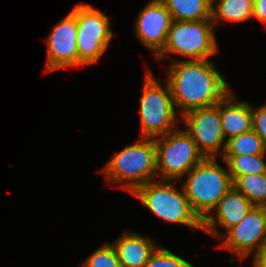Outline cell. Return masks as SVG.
<instances>
[{
    "label": "cell",
    "instance_id": "6da1fadb",
    "mask_svg": "<svg viewBox=\"0 0 266 267\" xmlns=\"http://www.w3.org/2000/svg\"><path fill=\"white\" fill-rule=\"evenodd\" d=\"M211 60L174 58L166 70V81L181 116L186 112L215 106L231 90L229 83Z\"/></svg>",
    "mask_w": 266,
    "mask_h": 267
},
{
    "label": "cell",
    "instance_id": "7a4b0ae2",
    "mask_svg": "<svg viewBox=\"0 0 266 267\" xmlns=\"http://www.w3.org/2000/svg\"><path fill=\"white\" fill-rule=\"evenodd\" d=\"M106 184L121 183V190L133 193L138 187L156 180V148L153 138L137 139L132 145L112 155L99 171Z\"/></svg>",
    "mask_w": 266,
    "mask_h": 267
},
{
    "label": "cell",
    "instance_id": "3957f363",
    "mask_svg": "<svg viewBox=\"0 0 266 267\" xmlns=\"http://www.w3.org/2000/svg\"><path fill=\"white\" fill-rule=\"evenodd\" d=\"M185 176L182 188L192 210L203 221L233 187L228 168H223L216 157H205Z\"/></svg>",
    "mask_w": 266,
    "mask_h": 267
},
{
    "label": "cell",
    "instance_id": "277c9868",
    "mask_svg": "<svg viewBox=\"0 0 266 267\" xmlns=\"http://www.w3.org/2000/svg\"><path fill=\"white\" fill-rule=\"evenodd\" d=\"M144 86L139 101L140 138H156L177 128L181 115L177 114L168 83L161 85L152 71L145 69ZM165 88V89H164Z\"/></svg>",
    "mask_w": 266,
    "mask_h": 267
},
{
    "label": "cell",
    "instance_id": "5b68a950",
    "mask_svg": "<svg viewBox=\"0 0 266 267\" xmlns=\"http://www.w3.org/2000/svg\"><path fill=\"white\" fill-rule=\"evenodd\" d=\"M132 194L147 210L165 222L203 230V221L192 210L183 188L177 189L170 180L148 182Z\"/></svg>",
    "mask_w": 266,
    "mask_h": 267
},
{
    "label": "cell",
    "instance_id": "8992f818",
    "mask_svg": "<svg viewBox=\"0 0 266 267\" xmlns=\"http://www.w3.org/2000/svg\"><path fill=\"white\" fill-rule=\"evenodd\" d=\"M211 20L174 21L169 28L163 49L155 56L162 61L168 54H178L186 59L209 60L219 52Z\"/></svg>",
    "mask_w": 266,
    "mask_h": 267
},
{
    "label": "cell",
    "instance_id": "52a82bcc",
    "mask_svg": "<svg viewBox=\"0 0 266 267\" xmlns=\"http://www.w3.org/2000/svg\"><path fill=\"white\" fill-rule=\"evenodd\" d=\"M158 180H181L205 157L184 129L154 138Z\"/></svg>",
    "mask_w": 266,
    "mask_h": 267
},
{
    "label": "cell",
    "instance_id": "ba28073f",
    "mask_svg": "<svg viewBox=\"0 0 266 267\" xmlns=\"http://www.w3.org/2000/svg\"><path fill=\"white\" fill-rule=\"evenodd\" d=\"M76 15L79 67L97 63L114 37L107 15L87 3L71 10Z\"/></svg>",
    "mask_w": 266,
    "mask_h": 267
},
{
    "label": "cell",
    "instance_id": "9c48e42d",
    "mask_svg": "<svg viewBox=\"0 0 266 267\" xmlns=\"http://www.w3.org/2000/svg\"><path fill=\"white\" fill-rule=\"evenodd\" d=\"M185 131L196 143L204 157L222 156L226 147L219 113V102L215 106L193 109L181 116Z\"/></svg>",
    "mask_w": 266,
    "mask_h": 267
},
{
    "label": "cell",
    "instance_id": "30bf717a",
    "mask_svg": "<svg viewBox=\"0 0 266 267\" xmlns=\"http://www.w3.org/2000/svg\"><path fill=\"white\" fill-rule=\"evenodd\" d=\"M220 248L235 254L240 260L250 256L266 242V207L254 206L243 220L219 238Z\"/></svg>",
    "mask_w": 266,
    "mask_h": 267
},
{
    "label": "cell",
    "instance_id": "8fae6325",
    "mask_svg": "<svg viewBox=\"0 0 266 267\" xmlns=\"http://www.w3.org/2000/svg\"><path fill=\"white\" fill-rule=\"evenodd\" d=\"M45 42L47 45L45 73L66 67H79L77 22L76 15L72 11L53 26Z\"/></svg>",
    "mask_w": 266,
    "mask_h": 267
},
{
    "label": "cell",
    "instance_id": "7c38bea8",
    "mask_svg": "<svg viewBox=\"0 0 266 267\" xmlns=\"http://www.w3.org/2000/svg\"><path fill=\"white\" fill-rule=\"evenodd\" d=\"M135 19L134 29L137 38L156 56L165 45L173 22L171 13L160 0H150Z\"/></svg>",
    "mask_w": 266,
    "mask_h": 267
},
{
    "label": "cell",
    "instance_id": "4fadbf2b",
    "mask_svg": "<svg viewBox=\"0 0 266 267\" xmlns=\"http://www.w3.org/2000/svg\"><path fill=\"white\" fill-rule=\"evenodd\" d=\"M253 207L254 205L233 186L213 209L215 215L209 214L203 220V232L219 239L222 233L218 226L227 231L239 224Z\"/></svg>",
    "mask_w": 266,
    "mask_h": 267
},
{
    "label": "cell",
    "instance_id": "5bb4252c",
    "mask_svg": "<svg viewBox=\"0 0 266 267\" xmlns=\"http://www.w3.org/2000/svg\"><path fill=\"white\" fill-rule=\"evenodd\" d=\"M121 267H144L151 254L159 246L153 239L138 232L125 230L114 242Z\"/></svg>",
    "mask_w": 266,
    "mask_h": 267
},
{
    "label": "cell",
    "instance_id": "9a60e30c",
    "mask_svg": "<svg viewBox=\"0 0 266 267\" xmlns=\"http://www.w3.org/2000/svg\"><path fill=\"white\" fill-rule=\"evenodd\" d=\"M219 113L226 140L252 130V104L238 101L232 90L219 101Z\"/></svg>",
    "mask_w": 266,
    "mask_h": 267
},
{
    "label": "cell",
    "instance_id": "2e32d148",
    "mask_svg": "<svg viewBox=\"0 0 266 267\" xmlns=\"http://www.w3.org/2000/svg\"><path fill=\"white\" fill-rule=\"evenodd\" d=\"M174 21L211 20V0H160Z\"/></svg>",
    "mask_w": 266,
    "mask_h": 267
},
{
    "label": "cell",
    "instance_id": "e0dca14e",
    "mask_svg": "<svg viewBox=\"0 0 266 267\" xmlns=\"http://www.w3.org/2000/svg\"><path fill=\"white\" fill-rule=\"evenodd\" d=\"M254 5L248 0H213L211 21L219 24L222 20L227 22H245L253 17Z\"/></svg>",
    "mask_w": 266,
    "mask_h": 267
},
{
    "label": "cell",
    "instance_id": "ac0fdd59",
    "mask_svg": "<svg viewBox=\"0 0 266 267\" xmlns=\"http://www.w3.org/2000/svg\"><path fill=\"white\" fill-rule=\"evenodd\" d=\"M232 180L237 176L266 173V154L257 155H222Z\"/></svg>",
    "mask_w": 266,
    "mask_h": 267
},
{
    "label": "cell",
    "instance_id": "d6986e66",
    "mask_svg": "<svg viewBox=\"0 0 266 267\" xmlns=\"http://www.w3.org/2000/svg\"><path fill=\"white\" fill-rule=\"evenodd\" d=\"M233 186L254 206L266 207V173L237 176Z\"/></svg>",
    "mask_w": 266,
    "mask_h": 267
},
{
    "label": "cell",
    "instance_id": "ffe728a7",
    "mask_svg": "<svg viewBox=\"0 0 266 267\" xmlns=\"http://www.w3.org/2000/svg\"><path fill=\"white\" fill-rule=\"evenodd\" d=\"M266 154V145L252 129L243 134L229 138L223 155H257Z\"/></svg>",
    "mask_w": 266,
    "mask_h": 267
},
{
    "label": "cell",
    "instance_id": "44dd1931",
    "mask_svg": "<svg viewBox=\"0 0 266 267\" xmlns=\"http://www.w3.org/2000/svg\"><path fill=\"white\" fill-rule=\"evenodd\" d=\"M81 267H121L112 243L105 242L80 264Z\"/></svg>",
    "mask_w": 266,
    "mask_h": 267
},
{
    "label": "cell",
    "instance_id": "7402d4cb",
    "mask_svg": "<svg viewBox=\"0 0 266 267\" xmlns=\"http://www.w3.org/2000/svg\"><path fill=\"white\" fill-rule=\"evenodd\" d=\"M144 267H194V265L159 245L151 254Z\"/></svg>",
    "mask_w": 266,
    "mask_h": 267
},
{
    "label": "cell",
    "instance_id": "603a6c76",
    "mask_svg": "<svg viewBox=\"0 0 266 267\" xmlns=\"http://www.w3.org/2000/svg\"><path fill=\"white\" fill-rule=\"evenodd\" d=\"M252 129L266 145V103L259 108L252 105Z\"/></svg>",
    "mask_w": 266,
    "mask_h": 267
},
{
    "label": "cell",
    "instance_id": "cb8c5ba5",
    "mask_svg": "<svg viewBox=\"0 0 266 267\" xmlns=\"http://www.w3.org/2000/svg\"><path fill=\"white\" fill-rule=\"evenodd\" d=\"M252 19H257L266 26V0H258L254 4Z\"/></svg>",
    "mask_w": 266,
    "mask_h": 267
},
{
    "label": "cell",
    "instance_id": "d4e9b609",
    "mask_svg": "<svg viewBox=\"0 0 266 267\" xmlns=\"http://www.w3.org/2000/svg\"><path fill=\"white\" fill-rule=\"evenodd\" d=\"M252 267H266V242L253 253Z\"/></svg>",
    "mask_w": 266,
    "mask_h": 267
},
{
    "label": "cell",
    "instance_id": "484cf974",
    "mask_svg": "<svg viewBox=\"0 0 266 267\" xmlns=\"http://www.w3.org/2000/svg\"><path fill=\"white\" fill-rule=\"evenodd\" d=\"M248 1H250L254 5L258 0H248Z\"/></svg>",
    "mask_w": 266,
    "mask_h": 267
}]
</instances>
